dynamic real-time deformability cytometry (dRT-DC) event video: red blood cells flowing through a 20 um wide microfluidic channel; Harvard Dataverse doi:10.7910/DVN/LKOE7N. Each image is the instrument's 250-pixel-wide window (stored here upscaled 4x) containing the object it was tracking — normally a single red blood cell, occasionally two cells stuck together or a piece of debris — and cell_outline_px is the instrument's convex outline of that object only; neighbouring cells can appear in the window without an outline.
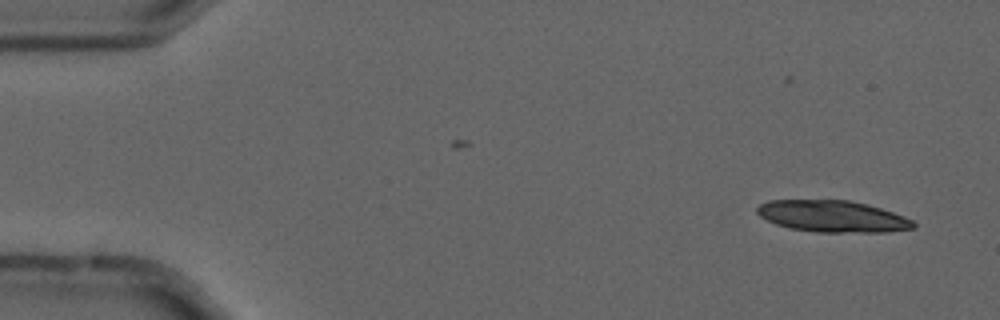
{"species": "common noctule bat (a hibernating species)", "species_latin": "Nyctalus noctula", "temperature_condition": "cold", "stored_images_in_passage": 2, "camera_frame_rate_fps": 3000, "um_per_image_px": 0.085, "animal": {"sex": "male", "forearm_length_mm": 52.5}, "frame": {"image": 1, "passage_image": 2, "time_ms": 0.333, "image_size_px": [1000, 320], "cell_outline_px": [[916, 228], [884, 232], [816, 232], [792, 228], [776, 224], [760, 216], [756, 212], [756, 208], [760, 204], [768, 200], [848, 200], [868, 204], [904, 216], [912, 220], [916, 224]], "centroid_in_image_um": [70.78, 18.38], "position_along_channel_um": 14.2, "area_um2": 28.73}}